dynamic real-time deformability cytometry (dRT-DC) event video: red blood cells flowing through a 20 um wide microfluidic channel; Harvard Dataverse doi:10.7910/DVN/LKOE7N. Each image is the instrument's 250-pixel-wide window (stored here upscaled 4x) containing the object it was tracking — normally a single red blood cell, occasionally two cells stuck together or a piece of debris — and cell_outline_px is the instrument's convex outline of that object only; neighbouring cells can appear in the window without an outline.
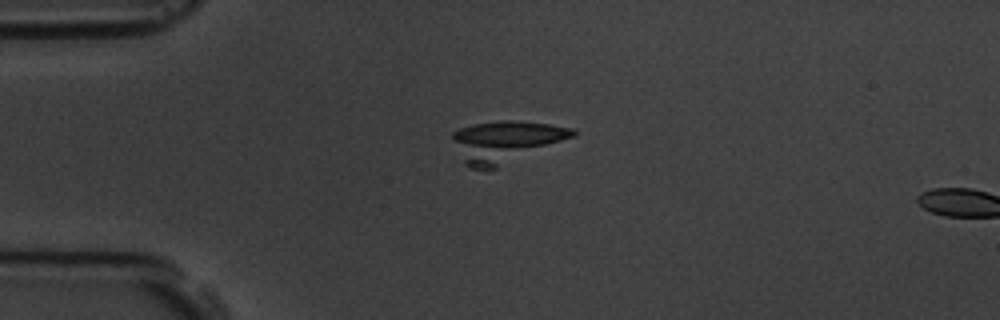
{"species": "common noctule bat (a hibernating species)", "species_latin": "Nyctalus noctula", "temperature_condition": "room temperature", "stored_images_in_passage": 6, "camera_frame_rate_fps": 3000, "um_per_image_px": 0.085, "animal": {"sex": "male", "body_mass_g": 19.5, "forearm_length_mm": 54.6}, "frame": {"image": 1, "passage_image": 5, "time_ms": 4.667, "image_size_px": [1000, 320], "cell_outline_px": [[576, 136], [496, 168], [468, 168], [464, 164], [452, 136], [452, 132], [460, 128], [472, 124], [504, 120], [512, 120], [548, 124], [576, 128]], "centroid_in_image_um": [43.01, 12.02], "position_along_channel_um": 42.0, "area_um2": 28.84}}